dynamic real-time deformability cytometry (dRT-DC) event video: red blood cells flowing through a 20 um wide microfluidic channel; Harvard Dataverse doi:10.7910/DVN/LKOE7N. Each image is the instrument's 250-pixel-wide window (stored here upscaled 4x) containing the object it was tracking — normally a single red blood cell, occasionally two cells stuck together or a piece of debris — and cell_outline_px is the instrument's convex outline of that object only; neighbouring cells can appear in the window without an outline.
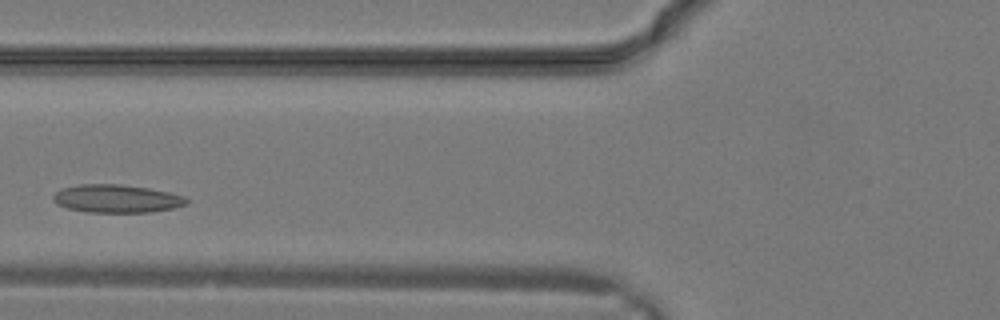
{"species": "common noctule bat (a hibernating species)", "species_latin": "Nyctalus noctula", "temperature_condition": "warm", "stored_images_in_passage": 9, "camera_frame_rate_fps": 3000, "um_per_image_px": 0.085, "animal": {"sex": "male", "body_mass_g": 19.2, "forearm_length_mm": 51.8}, "frame": {"image": 1, "passage_image": 6, "time_ms": 1.667, "image_size_px": [1000, 320], "cell_outline_px": [[188, 204], [176, 208], [152, 212], [88, 212], [68, 208], [56, 204], [52, 200], [52, 196], [60, 188], [80, 184], [120, 184], [148, 188], [168, 192], [184, 196], [188, 200]], "centroid_in_image_um": [9.91, 16.88], "position_along_channel_um": 115.9, "area_um2": 21.96}}
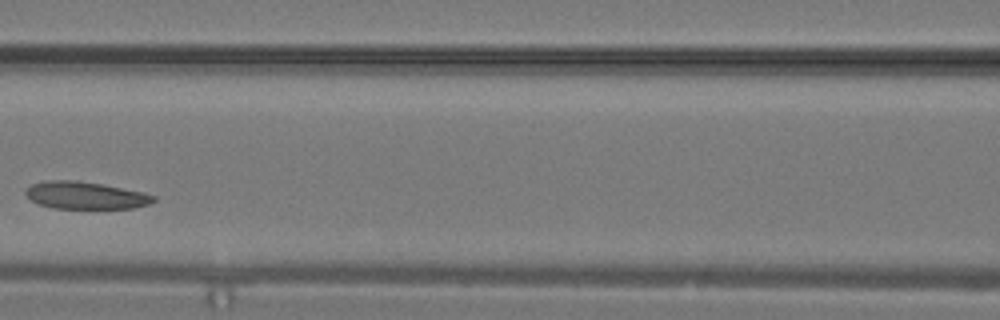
{"frame": {"image": 2, "passage_image": 8, "time_ms": 2.333, "image_size_px": [1000, 320], "cell_outline_px": [[156, 200], [148, 204], [132, 208], [52, 208], [40, 204], [32, 200], [24, 192], [32, 184], [44, 180], [76, 180], [100, 184], [144, 192], [156, 196]], "centroid_in_image_um": [7.27, 16.6], "position_along_channel_um": 159.3, "area_um2": 20.17}}